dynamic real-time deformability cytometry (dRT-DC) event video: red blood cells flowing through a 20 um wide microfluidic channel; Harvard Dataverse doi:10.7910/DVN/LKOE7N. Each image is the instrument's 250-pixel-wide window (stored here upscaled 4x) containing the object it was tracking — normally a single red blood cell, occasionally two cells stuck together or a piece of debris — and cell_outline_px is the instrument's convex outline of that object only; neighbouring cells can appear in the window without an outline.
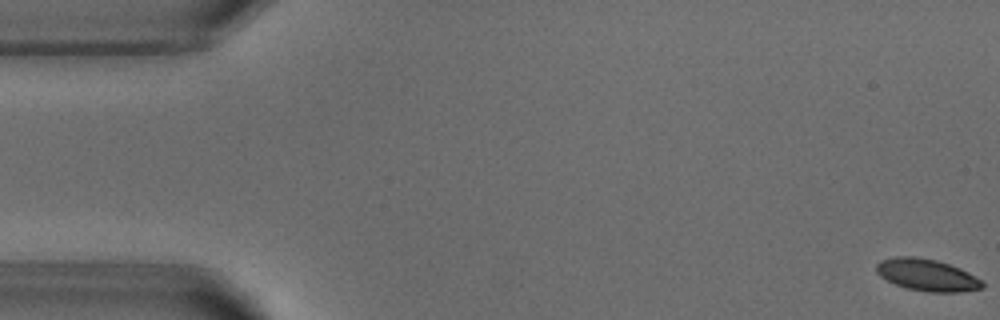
{"species": "common noctule bat (a hibernating species)", "species_latin": "Nyctalus noctula", "temperature_condition": "warm", "stored_images_in_passage": 53, "camera_frame_rate_fps": 3000, "um_per_image_px": 0.085, "animal": {"sex": "male", "body_mass_g": 18.8}, "frame": {"image": 1, "passage_image": 1, "time_ms": 0.0, "image_size_px": [1000, 320], "cell_outline_px": [[984, 288], [960, 292], [928, 292], [908, 288], [896, 284], [880, 276], [876, 272], [876, 264], [880, 260], [896, 256], [916, 256], [936, 260], [960, 268], [968, 272], [980, 280], [984, 284]], "centroid_in_image_um": [78.78, 23.36], "position_along_channel_um": 6.2, "area_um2": 19.65}}
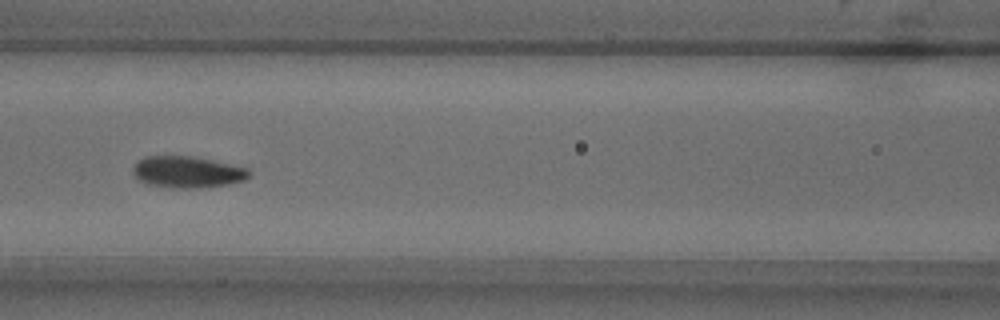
{"frame": {"image": 2, "passage_image": 23, "time_ms": 7.333, "image_size_px": [1000, 320], "cell_outline_px": [[252, 172], [244, 180], [228, 184], [200, 188], [172, 188], [148, 184], [140, 180], [132, 172], [132, 168], [140, 160], [148, 156], [192, 156], [212, 160], [248, 168]], "centroid_in_image_um": [15.95, 14.62], "position_along_channel_um": 150.7, "area_um2": 21.21}}
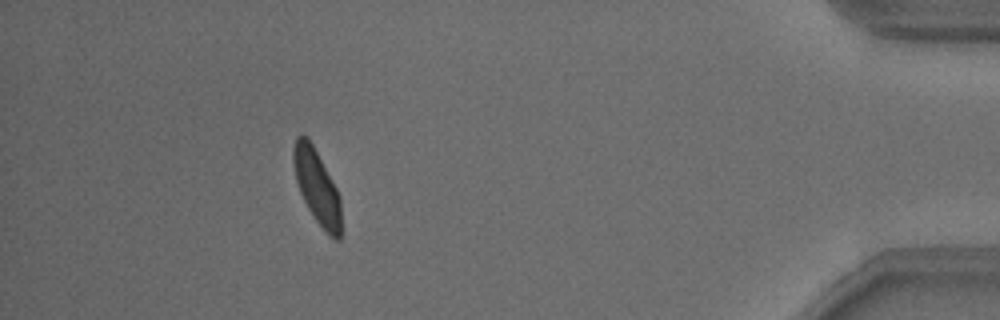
{"frame": {"image": 3, "passage_image": 48, "time_ms": 15.667, "image_size_px": [1000, 320], "cell_outline_px": [[340, 240], [336, 240], [328, 236], [316, 220], [308, 208], [300, 192], [296, 180], [292, 160], [292, 148], [296, 136], [308, 136], [336, 188], [340, 196]], "centroid_in_image_um": [26.92, 15.86], "position_along_channel_um": 408.3, "area_um2": 20.46}, "authors_computed_cell_mechanics": {"area_um2": 20.7502, "velocity_mm_per_s": 3.7975, "shape_relaxation_time_tau1_ms": 2.3999, "shape_relaxation_time_tau2_ms": 1.7813, "deformation_change_tau1": 0.1245, "deformation_change_tau2": 0.0647}}